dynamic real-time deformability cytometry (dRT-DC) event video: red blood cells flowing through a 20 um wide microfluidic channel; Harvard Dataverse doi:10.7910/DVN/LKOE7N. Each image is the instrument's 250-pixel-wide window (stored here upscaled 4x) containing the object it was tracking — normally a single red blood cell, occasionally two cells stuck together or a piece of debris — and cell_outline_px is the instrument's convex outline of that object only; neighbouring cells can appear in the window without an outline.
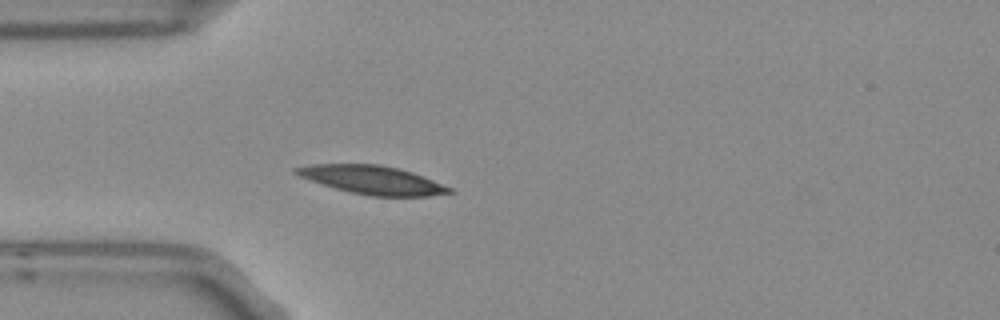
{"species": "Egyptian fruit bat (a non-hibernating species)", "species_latin": "Rousettus aegyptiacus", "temperature_condition": "room temperature", "stored_images_in_passage": 3, "camera_frame_rate_fps": 3000, "um_per_image_px": 0.085, "frame": {"image": 1, "passage_image": 3, "time_ms": 0.667, "image_size_px": [1000, 320], "cell_outline_px": [[456, 192], [428, 196], [368, 196], [336, 188], [300, 176], [292, 172], [292, 168], [308, 164], [380, 164], [412, 172], [452, 188]], "centroid_in_image_um": [31.65, 15.29], "position_along_channel_um": 53.4, "area_um2": 25.14}}